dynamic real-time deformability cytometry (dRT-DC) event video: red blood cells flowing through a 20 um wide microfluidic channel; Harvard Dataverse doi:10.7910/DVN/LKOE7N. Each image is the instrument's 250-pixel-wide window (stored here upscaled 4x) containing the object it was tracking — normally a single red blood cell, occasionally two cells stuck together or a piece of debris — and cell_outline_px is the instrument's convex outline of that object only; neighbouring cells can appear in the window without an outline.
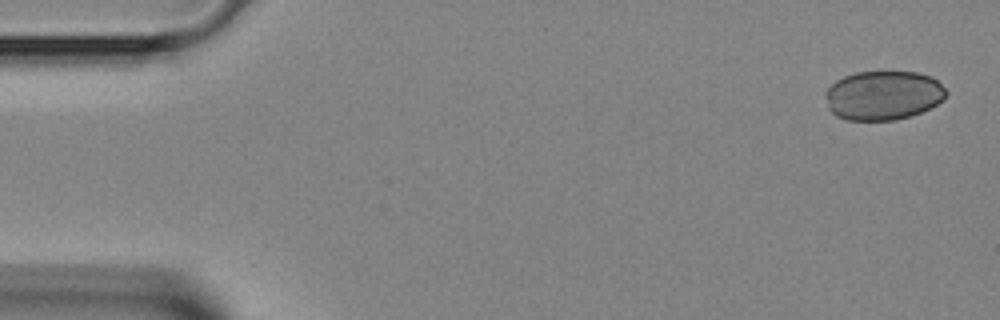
{"species": "Egyptian fruit bat (a non-hibernating species)", "species_latin": "Rousettus aegyptiacus", "temperature_condition": "room temperature", "stored_images_in_passage": 5, "camera_frame_rate_fps": 3000, "um_per_image_px": 0.085, "animal": {"sex": "female"}, "frame": {"image": 1, "passage_image": 1, "time_ms": 0.0, "image_size_px": [1000, 320], "cell_outline_px": [[948, 92], [944, 100], [920, 112], [896, 120], [848, 120], [836, 116], [828, 108], [824, 96], [828, 88], [836, 80], [844, 76], [856, 72], [916, 72], [932, 76]], "centroid_in_image_um": [75.06, 8.1], "position_along_channel_um": 9.9, "area_um2": 34.62}}